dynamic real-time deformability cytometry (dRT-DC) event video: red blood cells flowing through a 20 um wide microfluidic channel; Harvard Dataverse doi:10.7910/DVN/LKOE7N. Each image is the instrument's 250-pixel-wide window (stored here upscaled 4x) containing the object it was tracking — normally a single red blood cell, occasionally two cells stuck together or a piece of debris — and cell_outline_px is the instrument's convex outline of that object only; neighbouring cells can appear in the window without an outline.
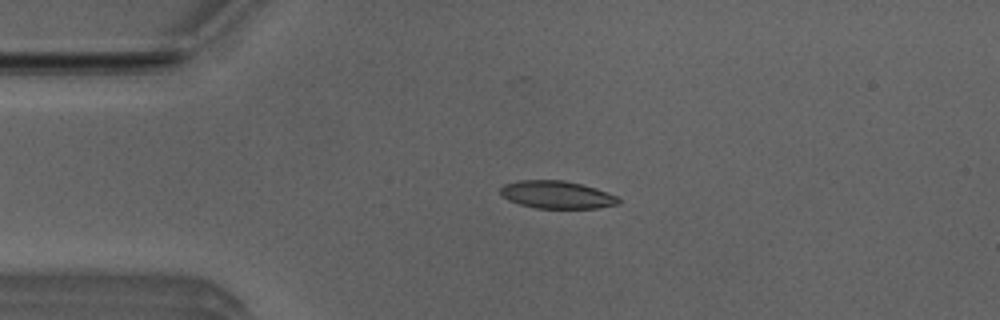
{"species": "Egyptian fruit bat (a non-hibernating species)", "species_latin": "Rousettus aegyptiacus", "temperature_condition": "room temperature", "stored_images_in_passage": 18, "camera_frame_rate_fps": 3000, "um_per_image_px": 0.085, "animal": {"sex": "male"}, "frame": {"image": 1, "passage_image": 12, "time_ms": 3.667, "image_size_px": [1000, 320], "cell_outline_px": [[620, 204], [596, 208], [536, 208], [520, 204], [508, 200], [500, 192], [500, 188], [504, 184], [520, 180], [564, 180], [596, 188], [616, 196], [620, 200]], "centroid_in_image_um": [47.33, 16.55], "position_along_channel_um": 37.7, "area_um2": 18.9}}